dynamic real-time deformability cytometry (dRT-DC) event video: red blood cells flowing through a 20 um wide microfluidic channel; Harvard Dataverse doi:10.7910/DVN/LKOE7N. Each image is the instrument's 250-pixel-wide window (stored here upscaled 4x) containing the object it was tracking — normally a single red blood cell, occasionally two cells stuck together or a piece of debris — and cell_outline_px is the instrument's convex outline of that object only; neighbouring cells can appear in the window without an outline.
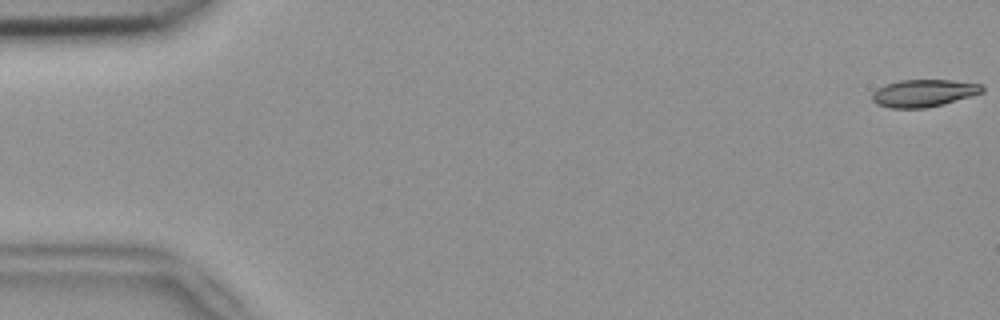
{"species": "common noctule bat (a hibernating species)", "species_latin": "Nyctalus noctula", "temperature_condition": "room temperature", "stored_images_in_passage": 53, "camera_frame_rate_fps": 3000, "um_per_image_px": 0.085, "animal": {"sex": "female", "body_mass_g": 18.4}, "frame": {"image": 1, "passage_image": 1, "time_ms": 0.0, "image_size_px": [1000, 320], "cell_outline_px": [[984, 92], [944, 104], [924, 108], [892, 108], [876, 104], [872, 100], [872, 92], [876, 88], [884, 84], [900, 80], [952, 80], [984, 84]], "centroid_in_image_um": [78.51, 7.91], "position_along_channel_um": 6.5, "area_um2": 17.74}}
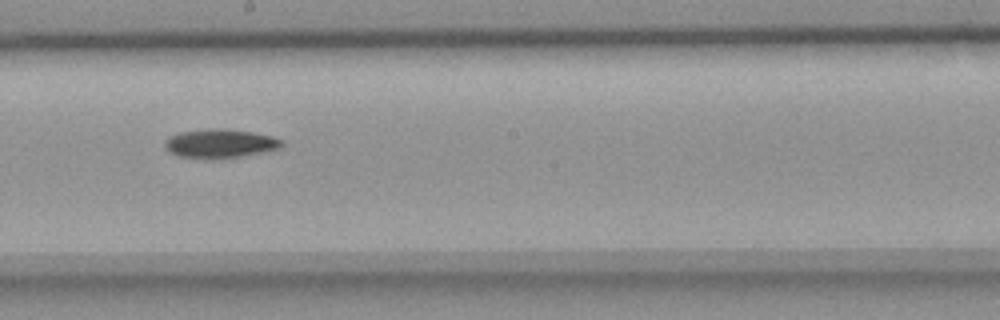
{"frame": {"image": 2, "passage_image": 30, "time_ms": 9.667, "image_size_px": [1000, 320], "cell_outline_px": [[284, 144], [280, 148], [260, 152], [212, 160], [176, 156], [168, 152], [164, 144], [164, 140], [168, 136], [180, 132], [216, 128], [220, 128], [252, 132], [272, 136], [284, 140]], "centroid_in_image_um": [18.65, 12.2], "position_along_channel_um": 229.6, "area_um2": 19.77}}
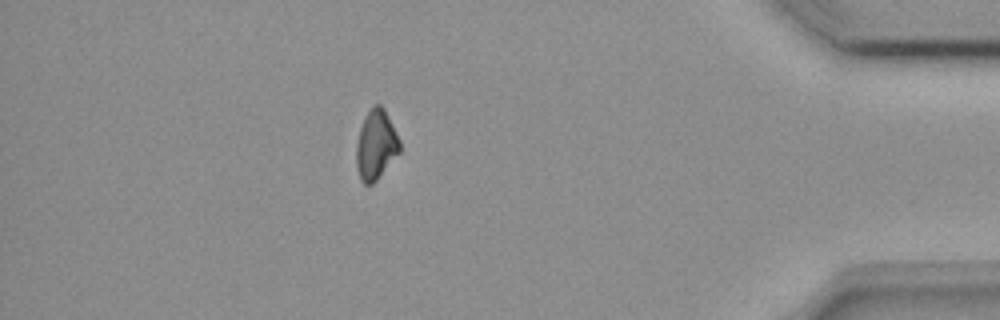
{"frame": {"image": 3, "passage_image": 47, "time_ms": 15.333, "image_size_px": [1000, 320], "cell_outline_px": [[400, 152], [376, 180], [372, 184], [364, 184], [360, 180], [356, 168], [356, 144], [360, 128], [364, 116], [376, 104], [380, 104], [384, 108], [400, 140]], "centroid_in_image_um": [31.94, 12.33], "position_along_channel_um": 403.3, "area_um2": 17.57}, "authors_computed_cell_mechanics": {"area_um2": 18.3226, "velocity_mm_per_s": 3.8436, "shape_relaxation_time_tau1_ms": 9.2628, "shape_relaxation_time_tau2_ms": null, "deformation_change_tau1": 0.1688, "deformation_change_tau2": null}}